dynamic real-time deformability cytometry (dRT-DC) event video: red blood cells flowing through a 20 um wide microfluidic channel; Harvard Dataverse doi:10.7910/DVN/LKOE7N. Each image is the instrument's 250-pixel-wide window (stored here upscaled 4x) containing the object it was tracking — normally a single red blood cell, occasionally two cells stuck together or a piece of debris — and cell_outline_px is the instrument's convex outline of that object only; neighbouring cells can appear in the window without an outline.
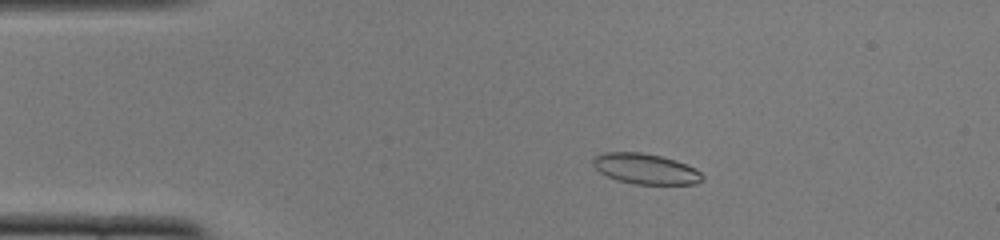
{"species": "common noctule bat (a hibernating species)", "species_latin": "Nyctalus noctula", "temperature_condition": "cold", "stored_images_in_passage": 52, "camera_frame_rate_fps": 3000, "um_per_image_px": 0.085, "animal": {"sex": "female", "body_mass_g": 22.0, "forearm_length_mm": 56.7}, "frame": {"image": 1, "passage_image": 10, "time_ms": 3.0, "image_size_px": [1000, 240], "cell_outline_px": [[704, 180], [696, 184], [632, 184], [608, 176], [600, 172], [592, 164], [592, 160], [596, 156], [604, 152], [640, 152], [660, 156], [676, 160], [696, 168], [704, 176]], "centroid_in_image_um": [54.91, 14.35], "position_along_channel_um": 30.1, "area_um2": 19.42}}
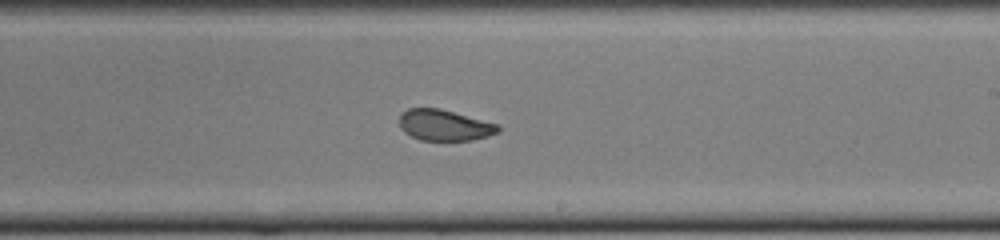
{"frame": {"image": 2, "passage_image": 31, "time_ms": 10.0, "image_size_px": [1000, 240], "cell_outline_px": [[500, 132], [488, 136], [472, 140], [420, 140], [404, 132], [400, 128], [400, 112], [408, 108], [440, 108], [500, 124]], "centroid_in_image_um": [37.79, 10.63], "position_along_channel_um": 251.2, "area_um2": 18.03}}
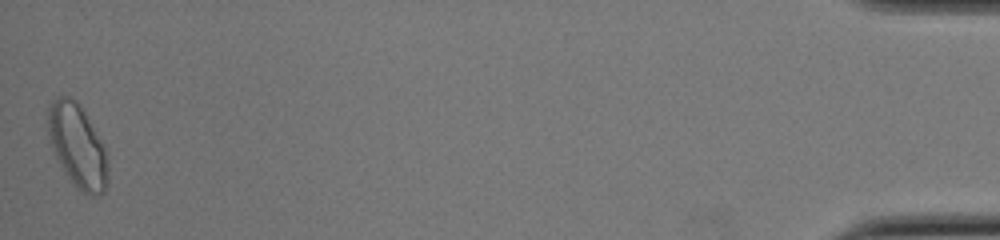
{"frame": {"image": 3, "passage_image": 52, "time_ms": 17.0, "image_size_px": [1000, 240], "cell_outline_px": [[108, 184], [104, 192], [100, 196], [88, 196], [76, 188], [72, 184], [60, 164], [48, 140], [48, 104], [52, 100], [60, 96], [68, 96], [84, 112], [104, 148], [108, 168]], "centroid_in_image_um": [6.57, 12.48], "position_along_channel_um": 428.6, "area_um2": 28.78}, "authors_computed_cell_mechanics": {"area_um2": 19.5364, "velocity_mm_per_s": 3.8557, "shape_relaxation_time_tau1_ms": null, "shape_relaxation_time_tau2_ms": 1.2062, "deformation_change_tau1": null, "deformation_change_tau2": 0.0634}}